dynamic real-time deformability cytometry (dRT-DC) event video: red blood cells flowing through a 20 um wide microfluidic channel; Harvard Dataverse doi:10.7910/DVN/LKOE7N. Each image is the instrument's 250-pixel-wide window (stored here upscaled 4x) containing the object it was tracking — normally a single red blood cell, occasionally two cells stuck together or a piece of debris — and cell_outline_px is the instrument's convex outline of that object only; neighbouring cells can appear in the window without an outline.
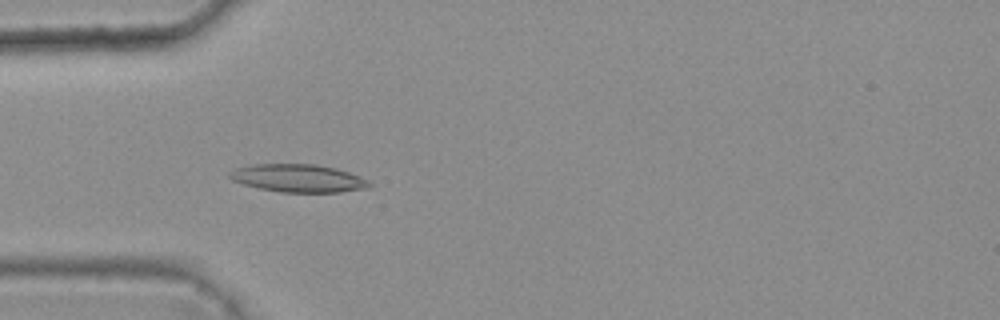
{"species": "common noctule bat (a hibernating species)", "species_latin": "Nyctalus noctula", "temperature_condition": "warm", "stored_images_in_passage": 44, "camera_frame_rate_fps": 3000, "um_per_image_px": 0.085, "animal": {"sex": "female", "body_mass_g": 25.1}, "frame": {"image": 1, "passage_image": 15, "time_ms": 4.667, "image_size_px": [1000, 320], "cell_outline_px": [[372, 184], [368, 188], [340, 192], [280, 192], [260, 188], [244, 184], [232, 180], [228, 176], [228, 172], [236, 168], [252, 164], [316, 164], [336, 168], [360, 176], [368, 180]], "centroid_in_image_um": [25.35, 15.14], "position_along_channel_um": 59.6, "area_um2": 22.72}}
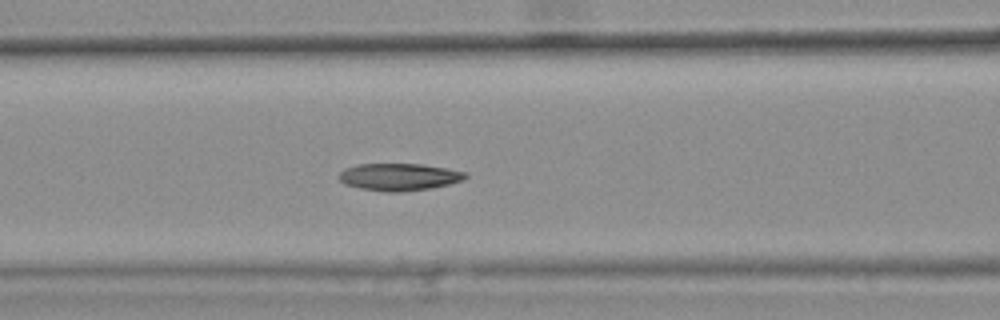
{"frame": {"image": 2, "passage_image": 21, "time_ms": 6.667, "image_size_px": [1000, 320], "cell_outline_px": [[468, 176], [464, 180], [448, 184], [428, 188], [400, 192], [384, 192], [360, 188], [344, 184], [340, 180], [340, 172], [344, 168], [360, 164], [424, 164], [468, 172]], "centroid_in_image_um": [33.94, 15.03], "position_along_channel_um": 132.7, "area_um2": 20.06}}
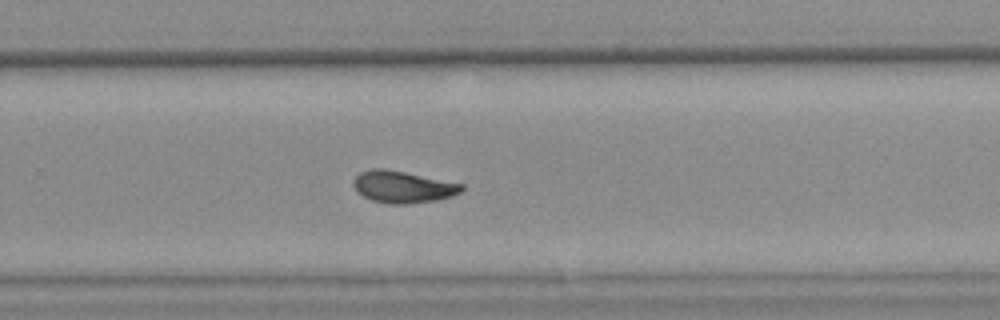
{"frame": {"image": 3, "passage_image": 34, "time_ms": 11.0, "image_size_px": [1000, 320], "cell_outline_px": [[464, 188], [460, 192], [452, 196], [436, 200], [408, 204], [388, 204], [372, 200], [356, 192], [352, 184], [352, 180], [360, 172], [372, 168], [384, 168], [464, 184]], "centroid_in_image_um": [34.21, 15.88], "position_along_channel_um": 295.6, "area_um2": 20.17}, "authors_computed_cell_mechanics": {"area_um2": 20.3167, "velocity_mm_per_s": 3.7722, "shape_relaxation_time_tau1_ms": 9.0425, "shape_relaxation_time_tau2_ms": 2.7011, "deformation_change_tau1": 0.2246, "deformation_change_tau2": 0.0878}}